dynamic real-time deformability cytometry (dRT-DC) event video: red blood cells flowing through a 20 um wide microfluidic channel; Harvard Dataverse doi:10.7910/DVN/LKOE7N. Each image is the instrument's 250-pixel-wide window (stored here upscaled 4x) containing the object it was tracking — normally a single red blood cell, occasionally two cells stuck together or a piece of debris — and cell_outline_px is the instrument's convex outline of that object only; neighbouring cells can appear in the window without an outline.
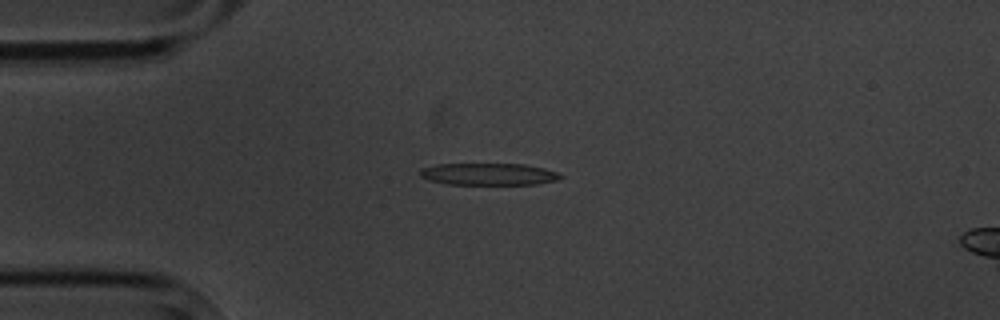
{"species": "common noctule bat (a hibernating species)", "species_latin": "Nyctalus noctula", "temperature_condition": "cold", "stored_images_in_passage": 15, "camera_frame_rate_fps": 3000, "um_per_image_px": 0.085, "animal": {"sex": "male", "body_mass_g": 20.1, "forearm_length_mm": 53.5}, "frame": {"image": 1, "passage_image": 4, "time_ms": 4.333, "image_size_px": [1000, 320], "cell_outline_px": [[564, 176], [560, 180], [536, 184], [448, 184], [428, 180], [420, 176], [420, 168], [436, 164], [524, 164], [544, 168], [556, 172]], "centroid_in_image_um": [41.54, 14.8], "position_along_channel_um": 43.5, "area_um2": 18.03}}
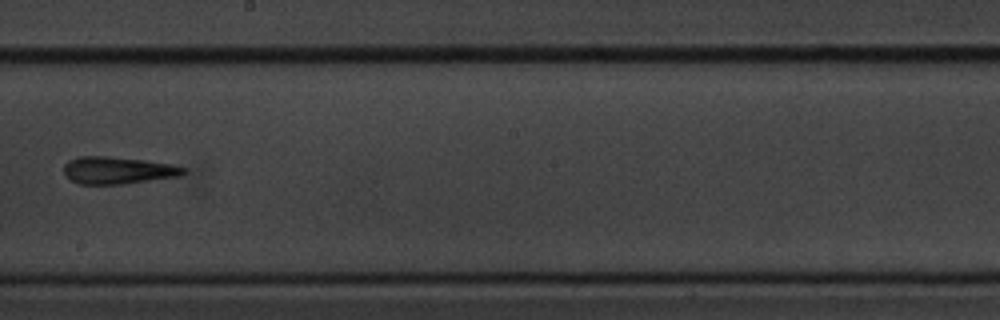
{"frame": {"image": 2, "passage_image": 9, "time_ms": 10.333, "image_size_px": [1000, 320], "cell_outline_px": [[184, 172], [180, 176], [120, 184], [80, 184], [68, 180], [64, 176], [64, 164], [68, 160], [80, 156], [108, 156], [144, 160], [172, 164], [184, 168]], "centroid_in_image_um": [9.93, 14.47], "position_along_channel_um": 238.3, "area_um2": 18.96}}
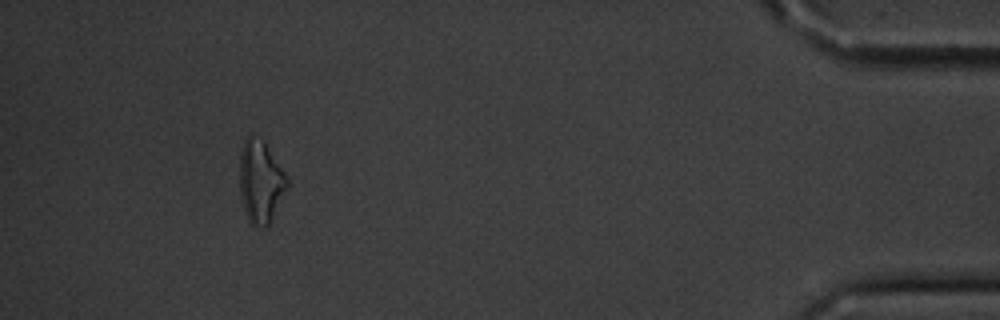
{"frame": {"image": 3, "passage_image": 14, "time_ms": 17.0, "image_size_px": [1000, 320], "cell_outline_px": [[288, 188], [268, 224], [264, 228], [256, 228], [248, 220], [244, 208], [240, 192], [240, 156], [244, 140], [248, 136], [252, 136], [264, 140], [284, 172], [288, 180]], "centroid_in_image_um": [22.15, 15.45], "position_along_channel_um": 413.1, "area_um2": 22.6}, "authors_computed_cell_mechanics": {"area_um2": 18.496, "velocity_mm_per_s": 3.557, "shape_relaxation_time_tau1_ms": 3.1359, "shape_relaxation_time_tau2_ms": 9.7251, "deformation_change_tau1": 0.1537, "deformation_change_tau2": 0.2559}}